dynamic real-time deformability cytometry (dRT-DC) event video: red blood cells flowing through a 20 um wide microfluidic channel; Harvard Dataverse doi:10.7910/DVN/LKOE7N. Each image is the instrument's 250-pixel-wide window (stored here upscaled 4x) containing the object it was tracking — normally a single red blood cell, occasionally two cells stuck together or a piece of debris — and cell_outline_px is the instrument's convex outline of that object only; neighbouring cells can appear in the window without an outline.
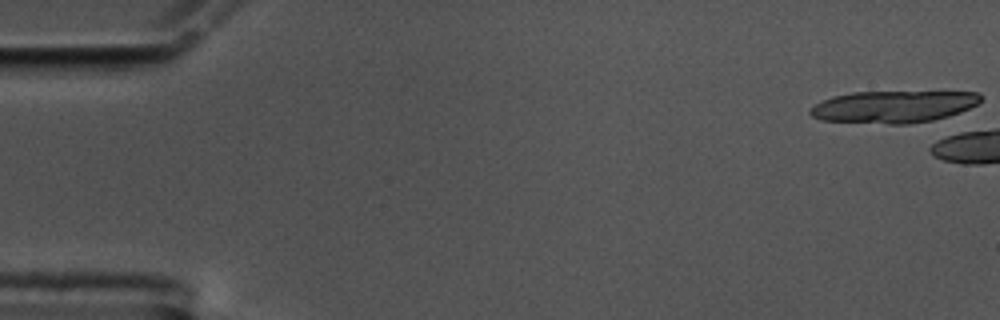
{"species": "common noctule bat (a hibernating species)", "species_latin": "Nyctalus noctula", "temperature_condition": "cold", "stored_images_in_passage": 2, "camera_frame_rate_fps": 3000, "um_per_image_px": 0.085, "animal": {"sex": "male", "body_mass_g": 17.5, "forearm_length_mm": 52.3}, "frame": {"image": 1, "passage_image": 1, "time_ms": 0.0, "image_size_px": [1000, 320], "cell_outline_px": [[980, 100], [976, 104], [960, 112], [948, 116], [932, 120], [912, 124], [888, 124], [820, 120], [812, 116], [808, 112], [820, 100], [832, 96], [852, 92], [980, 92]], "centroid_in_image_um": [75.9, 9.07], "position_along_channel_um": 9.1, "area_um2": 31.79}}